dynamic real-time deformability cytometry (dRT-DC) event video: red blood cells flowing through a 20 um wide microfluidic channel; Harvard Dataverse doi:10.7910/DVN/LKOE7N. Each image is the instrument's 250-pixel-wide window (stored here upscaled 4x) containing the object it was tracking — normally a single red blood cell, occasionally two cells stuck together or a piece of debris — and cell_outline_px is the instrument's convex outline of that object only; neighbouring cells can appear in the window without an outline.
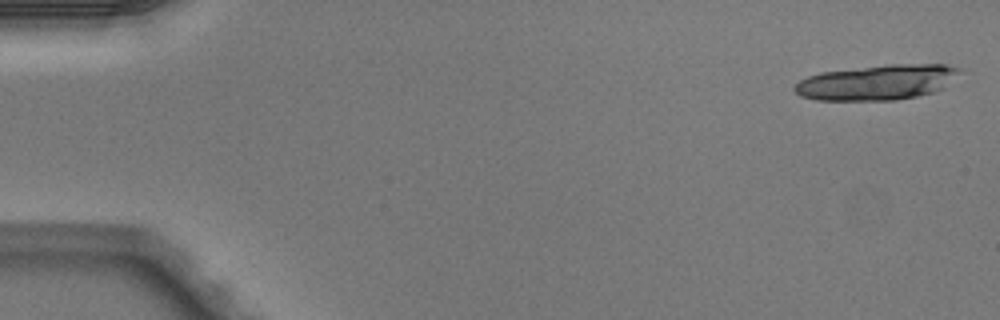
{"species": "Egyptian fruit bat (a non-hibernating species)", "species_latin": "Rousettus aegyptiacus", "temperature_condition": "warm", "stored_images_in_passage": 3, "camera_frame_rate_fps": 3000, "um_per_image_px": 0.085, "animal": {"sex": "male"}, "frame": {"image": 1, "passage_image": 1, "time_ms": 0.0, "image_size_px": [1000, 320], "cell_outline_px": [[964, 68], [944, 88], [936, 92], [896, 100], [816, 100], [800, 96], [792, 88], [800, 80], [808, 76], [820, 72], [888, 64], [948, 64]], "centroid_in_image_um": [74.59, 6.99], "position_along_channel_um": 10.4, "area_um2": 34.1}}